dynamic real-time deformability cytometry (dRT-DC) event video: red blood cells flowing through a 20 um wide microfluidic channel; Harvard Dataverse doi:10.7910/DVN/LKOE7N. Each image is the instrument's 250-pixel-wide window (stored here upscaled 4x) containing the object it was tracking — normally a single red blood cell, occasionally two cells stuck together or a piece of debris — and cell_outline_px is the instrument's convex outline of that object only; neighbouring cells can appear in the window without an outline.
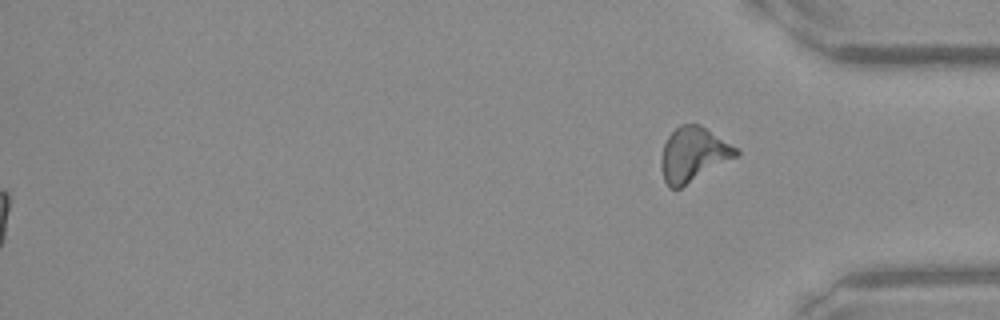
{"species": "Egyptian fruit bat (a non-hibernating species)", "species_latin": "Rousettus aegyptiacus", "temperature_condition": "warm", "stored_images_in_passage": 50, "segment_of_instrument_passage": [2, 2], "camera_frame_rate_fps": 3000, "um_per_image_px": 0.085, "frame": {"image": 1, "passage_image": 50, "time_ms": 16.333, "image_size_px": [1000, 320], "cell_outline_px": [[740, 152], [736, 156], [680, 188], [668, 188], [664, 180], [660, 168], [660, 160], [664, 144], [668, 136], [680, 124], [700, 124], [736, 148]], "centroid_in_image_um": [58.87, 13.12], "position_along_channel_um": 376.3, "area_um2": 23.35}}